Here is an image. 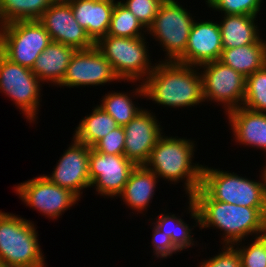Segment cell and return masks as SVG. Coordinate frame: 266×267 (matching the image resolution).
<instances>
[{"instance_id": "6da1fadb", "label": "cell", "mask_w": 266, "mask_h": 267, "mask_svg": "<svg viewBox=\"0 0 266 267\" xmlns=\"http://www.w3.org/2000/svg\"><path fill=\"white\" fill-rule=\"evenodd\" d=\"M192 218L201 228L224 230L225 245H237L245 236L266 230V207H246L212 200L201 188L189 197Z\"/></svg>"}, {"instance_id": "7a4b0ae2", "label": "cell", "mask_w": 266, "mask_h": 267, "mask_svg": "<svg viewBox=\"0 0 266 267\" xmlns=\"http://www.w3.org/2000/svg\"><path fill=\"white\" fill-rule=\"evenodd\" d=\"M193 68L176 61L158 63L136 88V94L170 107L197 105L204 101L202 77Z\"/></svg>"}, {"instance_id": "3957f363", "label": "cell", "mask_w": 266, "mask_h": 267, "mask_svg": "<svg viewBox=\"0 0 266 267\" xmlns=\"http://www.w3.org/2000/svg\"><path fill=\"white\" fill-rule=\"evenodd\" d=\"M193 151L190 140L161 135L145 166L172 182L186 178L185 189L191 197L200 188L203 169L202 165H192Z\"/></svg>"}, {"instance_id": "277c9868", "label": "cell", "mask_w": 266, "mask_h": 267, "mask_svg": "<svg viewBox=\"0 0 266 267\" xmlns=\"http://www.w3.org/2000/svg\"><path fill=\"white\" fill-rule=\"evenodd\" d=\"M43 258L34 224L0 211V263L10 267H44Z\"/></svg>"}, {"instance_id": "5b68a950", "label": "cell", "mask_w": 266, "mask_h": 267, "mask_svg": "<svg viewBox=\"0 0 266 267\" xmlns=\"http://www.w3.org/2000/svg\"><path fill=\"white\" fill-rule=\"evenodd\" d=\"M51 41L39 20H20L0 26V52L13 63L30 69Z\"/></svg>"}, {"instance_id": "8992f818", "label": "cell", "mask_w": 266, "mask_h": 267, "mask_svg": "<svg viewBox=\"0 0 266 267\" xmlns=\"http://www.w3.org/2000/svg\"><path fill=\"white\" fill-rule=\"evenodd\" d=\"M261 182L217 169H202L200 188L212 199L246 207H266L265 180Z\"/></svg>"}, {"instance_id": "52a82bcc", "label": "cell", "mask_w": 266, "mask_h": 267, "mask_svg": "<svg viewBox=\"0 0 266 267\" xmlns=\"http://www.w3.org/2000/svg\"><path fill=\"white\" fill-rule=\"evenodd\" d=\"M144 37L126 38L106 35L95 46L110 62L121 80L136 81L148 76L155 66L149 64Z\"/></svg>"}, {"instance_id": "ba28073f", "label": "cell", "mask_w": 266, "mask_h": 267, "mask_svg": "<svg viewBox=\"0 0 266 267\" xmlns=\"http://www.w3.org/2000/svg\"><path fill=\"white\" fill-rule=\"evenodd\" d=\"M190 13L175 0H164L152 25L147 29L163 45L169 59L177 61L186 51L193 25Z\"/></svg>"}, {"instance_id": "9c48e42d", "label": "cell", "mask_w": 266, "mask_h": 267, "mask_svg": "<svg viewBox=\"0 0 266 267\" xmlns=\"http://www.w3.org/2000/svg\"><path fill=\"white\" fill-rule=\"evenodd\" d=\"M40 80L30 68L13 63L0 52V90L34 121L40 97Z\"/></svg>"}, {"instance_id": "30bf717a", "label": "cell", "mask_w": 266, "mask_h": 267, "mask_svg": "<svg viewBox=\"0 0 266 267\" xmlns=\"http://www.w3.org/2000/svg\"><path fill=\"white\" fill-rule=\"evenodd\" d=\"M204 101L213 100L225 104L226 112L239 108L245 98L246 77L220 60L200 65ZM242 103H241V102ZM240 104V105H239Z\"/></svg>"}, {"instance_id": "8fae6325", "label": "cell", "mask_w": 266, "mask_h": 267, "mask_svg": "<svg viewBox=\"0 0 266 267\" xmlns=\"http://www.w3.org/2000/svg\"><path fill=\"white\" fill-rule=\"evenodd\" d=\"M16 192L24 203L52 219H57L79 199L72 191L54 184L45 175L19 184Z\"/></svg>"}, {"instance_id": "7c38bea8", "label": "cell", "mask_w": 266, "mask_h": 267, "mask_svg": "<svg viewBox=\"0 0 266 267\" xmlns=\"http://www.w3.org/2000/svg\"><path fill=\"white\" fill-rule=\"evenodd\" d=\"M89 176L91 187L101 195L119 196L136 165L124 155H112L90 149Z\"/></svg>"}, {"instance_id": "4fadbf2b", "label": "cell", "mask_w": 266, "mask_h": 267, "mask_svg": "<svg viewBox=\"0 0 266 267\" xmlns=\"http://www.w3.org/2000/svg\"><path fill=\"white\" fill-rule=\"evenodd\" d=\"M115 80L120 81L110 62L94 46L85 50H76L73 53L59 86H96Z\"/></svg>"}, {"instance_id": "5bb4252c", "label": "cell", "mask_w": 266, "mask_h": 267, "mask_svg": "<svg viewBox=\"0 0 266 267\" xmlns=\"http://www.w3.org/2000/svg\"><path fill=\"white\" fill-rule=\"evenodd\" d=\"M54 42L71 46L75 50H85L95 46V42L79 25L67 0H56L39 19Z\"/></svg>"}, {"instance_id": "9a60e30c", "label": "cell", "mask_w": 266, "mask_h": 267, "mask_svg": "<svg viewBox=\"0 0 266 267\" xmlns=\"http://www.w3.org/2000/svg\"><path fill=\"white\" fill-rule=\"evenodd\" d=\"M150 112L140 111L124 125V156L136 166L145 165L161 134L160 124Z\"/></svg>"}, {"instance_id": "2e32d148", "label": "cell", "mask_w": 266, "mask_h": 267, "mask_svg": "<svg viewBox=\"0 0 266 267\" xmlns=\"http://www.w3.org/2000/svg\"><path fill=\"white\" fill-rule=\"evenodd\" d=\"M65 151L51 176L45 175L51 182L66 188L80 197L81 190L91 187L89 176V153L91 147L75 138Z\"/></svg>"}, {"instance_id": "e0dca14e", "label": "cell", "mask_w": 266, "mask_h": 267, "mask_svg": "<svg viewBox=\"0 0 266 267\" xmlns=\"http://www.w3.org/2000/svg\"><path fill=\"white\" fill-rule=\"evenodd\" d=\"M222 39L218 23L212 21L193 22L185 53L176 61L197 66L220 60Z\"/></svg>"}, {"instance_id": "ac0fdd59", "label": "cell", "mask_w": 266, "mask_h": 267, "mask_svg": "<svg viewBox=\"0 0 266 267\" xmlns=\"http://www.w3.org/2000/svg\"><path fill=\"white\" fill-rule=\"evenodd\" d=\"M67 1L70 3L75 19L95 43L107 35L115 6L114 0Z\"/></svg>"}, {"instance_id": "d6986e66", "label": "cell", "mask_w": 266, "mask_h": 267, "mask_svg": "<svg viewBox=\"0 0 266 267\" xmlns=\"http://www.w3.org/2000/svg\"><path fill=\"white\" fill-rule=\"evenodd\" d=\"M227 114L237 142L266 151V113L240 106Z\"/></svg>"}, {"instance_id": "ffe728a7", "label": "cell", "mask_w": 266, "mask_h": 267, "mask_svg": "<svg viewBox=\"0 0 266 267\" xmlns=\"http://www.w3.org/2000/svg\"><path fill=\"white\" fill-rule=\"evenodd\" d=\"M75 51L71 46L51 41L38 56L31 70L41 82L50 81L59 85L66 74L71 56Z\"/></svg>"}, {"instance_id": "44dd1931", "label": "cell", "mask_w": 266, "mask_h": 267, "mask_svg": "<svg viewBox=\"0 0 266 267\" xmlns=\"http://www.w3.org/2000/svg\"><path fill=\"white\" fill-rule=\"evenodd\" d=\"M256 17L249 15H226L219 24L222 47L229 49L253 43H266L258 35Z\"/></svg>"}, {"instance_id": "7402d4cb", "label": "cell", "mask_w": 266, "mask_h": 267, "mask_svg": "<svg viewBox=\"0 0 266 267\" xmlns=\"http://www.w3.org/2000/svg\"><path fill=\"white\" fill-rule=\"evenodd\" d=\"M156 178L159 177L145 165L136 166L119 196L133 210L142 211L147 208L154 194Z\"/></svg>"}, {"instance_id": "603a6c76", "label": "cell", "mask_w": 266, "mask_h": 267, "mask_svg": "<svg viewBox=\"0 0 266 267\" xmlns=\"http://www.w3.org/2000/svg\"><path fill=\"white\" fill-rule=\"evenodd\" d=\"M220 61L247 78L266 65V43L223 49Z\"/></svg>"}, {"instance_id": "cb8c5ba5", "label": "cell", "mask_w": 266, "mask_h": 267, "mask_svg": "<svg viewBox=\"0 0 266 267\" xmlns=\"http://www.w3.org/2000/svg\"><path fill=\"white\" fill-rule=\"evenodd\" d=\"M118 126L116 121L101 106H97L92 114L83 118L73 138L92 148L100 139Z\"/></svg>"}, {"instance_id": "d4e9b609", "label": "cell", "mask_w": 266, "mask_h": 267, "mask_svg": "<svg viewBox=\"0 0 266 267\" xmlns=\"http://www.w3.org/2000/svg\"><path fill=\"white\" fill-rule=\"evenodd\" d=\"M56 0H0V26L20 20H39Z\"/></svg>"}, {"instance_id": "484cf974", "label": "cell", "mask_w": 266, "mask_h": 267, "mask_svg": "<svg viewBox=\"0 0 266 267\" xmlns=\"http://www.w3.org/2000/svg\"><path fill=\"white\" fill-rule=\"evenodd\" d=\"M142 28L145 27L130 10L121 4V1L115 3L107 35L126 38L143 37L140 31Z\"/></svg>"}, {"instance_id": "4316f807", "label": "cell", "mask_w": 266, "mask_h": 267, "mask_svg": "<svg viewBox=\"0 0 266 267\" xmlns=\"http://www.w3.org/2000/svg\"><path fill=\"white\" fill-rule=\"evenodd\" d=\"M127 94L114 92L103 98L99 106L108 113L119 126L128 124L143 109L135 107Z\"/></svg>"}, {"instance_id": "83f0119b", "label": "cell", "mask_w": 266, "mask_h": 267, "mask_svg": "<svg viewBox=\"0 0 266 267\" xmlns=\"http://www.w3.org/2000/svg\"><path fill=\"white\" fill-rule=\"evenodd\" d=\"M243 107L266 113V65L246 78Z\"/></svg>"}, {"instance_id": "f1b7e54d", "label": "cell", "mask_w": 266, "mask_h": 267, "mask_svg": "<svg viewBox=\"0 0 266 267\" xmlns=\"http://www.w3.org/2000/svg\"><path fill=\"white\" fill-rule=\"evenodd\" d=\"M154 224L163 233L171 238L174 246L179 251L188 248L190 245L193 246V239L190 235L191 230L188 227V224L184 223L181 218H177L174 214H161L160 216H158L157 222H155Z\"/></svg>"}, {"instance_id": "f546056e", "label": "cell", "mask_w": 266, "mask_h": 267, "mask_svg": "<svg viewBox=\"0 0 266 267\" xmlns=\"http://www.w3.org/2000/svg\"><path fill=\"white\" fill-rule=\"evenodd\" d=\"M209 7L224 11V15H249L256 17L262 0H207Z\"/></svg>"}, {"instance_id": "4dcf8cb0", "label": "cell", "mask_w": 266, "mask_h": 267, "mask_svg": "<svg viewBox=\"0 0 266 267\" xmlns=\"http://www.w3.org/2000/svg\"><path fill=\"white\" fill-rule=\"evenodd\" d=\"M164 0H126L121 2L128 10H130L141 24L148 29L155 16L158 14L160 5Z\"/></svg>"}, {"instance_id": "1f68e13d", "label": "cell", "mask_w": 266, "mask_h": 267, "mask_svg": "<svg viewBox=\"0 0 266 267\" xmlns=\"http://www.w3.org/2000/svg\"><path fill=\"white\" fill-rule=\"evenodd\" d=\"M243 248V249H241ZM236 248L242 267H266L265 231L247 248Z\"/></svg>"}, {"instance_id": "d6a6232c", "label": "cell", "mask_w": 266, "mask_h": 267, "mask_svg": "<svg viewBox=\"0 0 266 267\" xmlns=\"http://www.w3.org/2000/svg\"><path fill=\"white\" fill-rule=\"evenodd\" d=\"M124 127L118 126L100 139L92 148L100 153L124 155Z\"/></svg>"}, {"instance_id": "836d02e7", "label": "cell", "mask_w": 266, "mask_h": 267, "mask_svg": "<svg viewBox=\"0 0 266 267\" xmlns=\"http://www.w3.org/2000/svg\"><path fill=\"white\" fill-rule=\"evenodd\" d=\"M224 248L222 253L202 262L200 267H242L237 249L233 245H226Z\"/></svg>"}, {"instance_id": "e575fe53", "label": "cell", "mask_w": 266, "mask_h": 267, "mask_svg": "<svg viewBox=\"0 0 266 267\" xmlns=\"http://www.w3.org/2000/svg\"><path fill=\"white\" fill-rule=\"evenodd\" d=\"M153 229L154 232L152 237V244L154 246L153 250L157 257L167 258V256H170L177 251L179 252V250L174 246L169 236L163 233L156 226Z\"/></svg>"}, {"instance_id": "d590c367", "label": "cell", "mask_w": 266, "mask_h": 267, "mask_svg": "<svg viewBox=\"0 0 266 267\" xmlns=\"http://www.w3.org/2000/svg\"><path fill=\"white\" fill-rule=\"evenodd\" d=\"M264 170H263V176H264V180H265V194H266V166H265V168H263Z\"/></svg>"}, {"instance_id": "8d00e7d4", "label": "cell", "mask_w": 266, "mask_h": 267, "mask_svg": "<svg viewBox=\"0 0 266 267\" xmlns=\"http://www.w3.org/2000/svg\"><path fill=\"white\" fill-rule=\"evenodd\" d=\"M0 267H10V266H7V265L0 263Z\"/></svg>"}, {"instance_id": "74e56055", "label": "cell", "mask_w": 266, "mask_h": 267, "mask_svg": "<svg viewBox=\"0 0 266 267\" xmlns=\"http://www.w3.org/2000/svg\"><path fill=\"white\" fill-rule=\"evenodd\" d=\"M265 252H266V230H265Z\"/></svg>"}]
</instances>
